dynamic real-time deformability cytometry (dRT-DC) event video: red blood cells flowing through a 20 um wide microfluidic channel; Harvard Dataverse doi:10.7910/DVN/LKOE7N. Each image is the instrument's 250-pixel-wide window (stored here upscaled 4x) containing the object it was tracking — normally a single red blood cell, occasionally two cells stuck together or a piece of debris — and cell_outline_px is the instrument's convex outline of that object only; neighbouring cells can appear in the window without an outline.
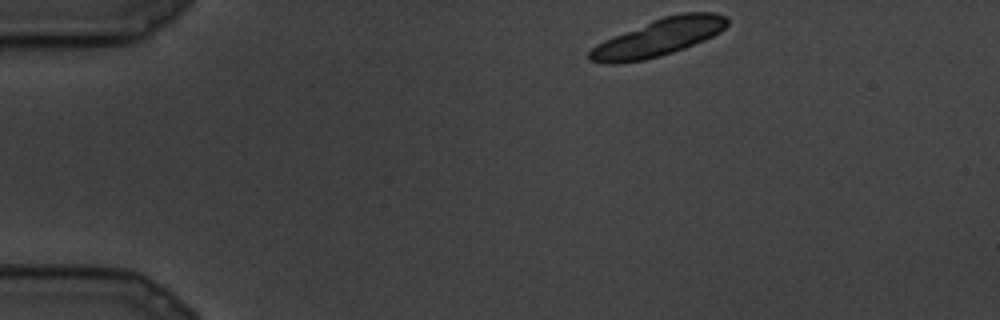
{"species": "common noctule bat (a hibernating species)", "species_latin": "Nyctalus noctula", "temperature_condition": "cold", "stored_images_in_passage": 13, "segment_of_instrument_passage": [1, 2], "camera_frame_rate_fps": 3000, "um_per_image_px": 0.085, "animal": {"sex": "male", "body_mass_g": 19.5, "forearm_length_mm": 54.6}, "frame": {"image": 1, "passage_image": 1, "time_ms": 0.0, "image_size_px": [1000, 320], "cell_outline_px": [[728, 24], [720, 32], [704, 40], [684, 48], [660, 56], [644, 60], [616, 64], [608, 64], [588, 60], [588, 52], [596, 44], [604, 40], [652, 20], [664, 16], [680, 12], [712, 12], [728, 16]], "centroid_in_image_um": [55.98, 3.18], "position_along_channel_um": 29.0, "area_um2": 29.88}}